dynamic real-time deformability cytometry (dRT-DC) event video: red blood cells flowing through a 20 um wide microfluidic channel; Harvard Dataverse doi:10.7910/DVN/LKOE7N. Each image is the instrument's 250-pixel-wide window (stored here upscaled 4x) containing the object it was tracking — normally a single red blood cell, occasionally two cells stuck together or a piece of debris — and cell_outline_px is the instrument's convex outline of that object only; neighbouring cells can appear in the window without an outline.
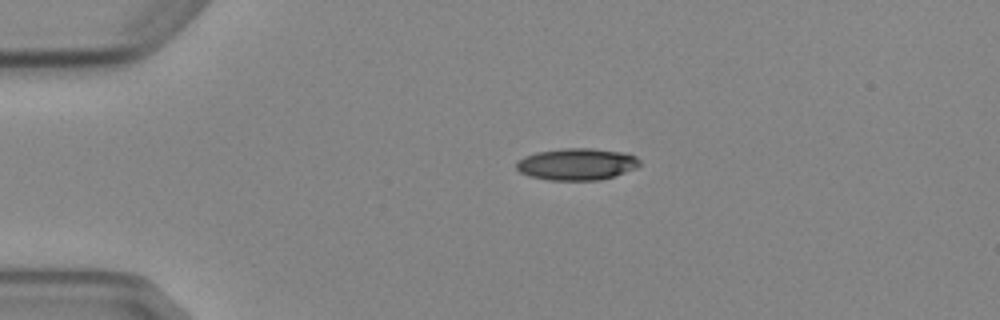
{"species": "Egyptian fruit bat (a non-hibernating species)", "species_latin": "Rousettus aegyptiacus", "temperature_condition": "cold", "stored_images_in_passage": 2, "camera_frame_rate_fps": 3000, "um_per_image_px": 0.085, "animal": {"sex": "female"}, "frame": {"image": 1, "passage_image": 1, "time_ms": 0.0, "image_size_px": [1000, 320], "cell_outline_px": [[640, 164], [636, 168], [600, 180], [548, 180], [532, 176], [520, 172], [516, 168], [516, 160], [524, 156], [536, 152], [564, 148], [592, 148], [624, 152], [636, 156], [640, 160]], "centroid_in_image_um": [49.02, 13.94], "position_along_channel_um": 36.0, "area_um2": 22.89}}
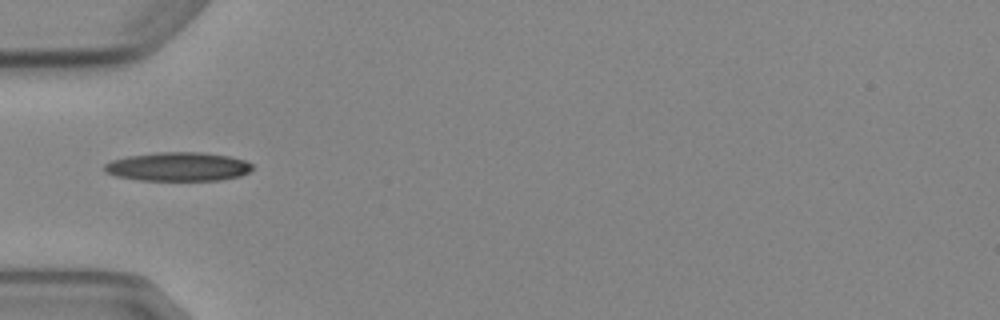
{"frame": {"image": 2, "passage_image": 2, "time_ms": 2.0, "image_size_px": [1000, 320], "cell_outline_px": [[252, 168], [248, 172], [240, 176], [220, 180], [140, 180], [116, 176], [104, 172], [104, 164], [112, 160], [128, 156], [156, 152], [204, 152], [228, 156], [244, 160], [252, 164]], "centroid_in_image_um": [15.12, 14.16], "position_along_channel_um": 69.9, "area_um2": 24.85}}